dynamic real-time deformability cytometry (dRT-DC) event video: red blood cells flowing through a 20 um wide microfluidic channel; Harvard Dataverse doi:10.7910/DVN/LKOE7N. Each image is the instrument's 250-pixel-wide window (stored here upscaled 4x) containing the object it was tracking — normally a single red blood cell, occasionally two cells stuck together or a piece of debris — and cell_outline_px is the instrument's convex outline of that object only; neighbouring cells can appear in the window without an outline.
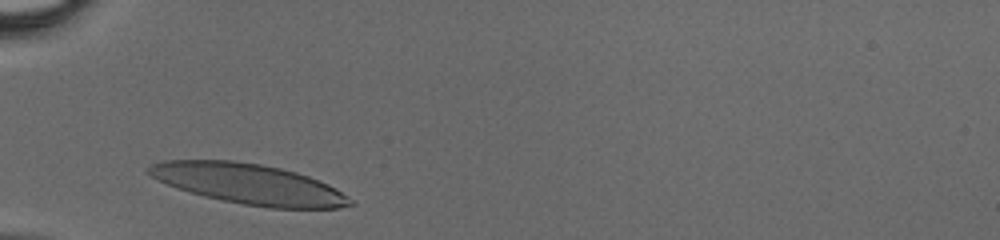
{"species": "human", "species_latin": "Homo sapiens", "temperature_condition": "cold", "stored_images_in_passage": 24, "camera_frame_rate_fps": 3000, "um_per_image_px": 0.085, "donor": {"sex": "male"}, "frame": {"image": 1, "passage_image": 2, "time_ms": 0.333, "image_size_px": [1000, 240], "cell_outline_px": [[352, 204], [336, 208], [272, 208], [244, 204], [204, 196], [168, 184], [152, 176], [148, 172], [148, 164], [164, 160], [232, 160], [260, 164], [280, 168], [296, 172], [308, 176], [328, 184], [348, 196], [352, 200]], "centroid_in_image_um": [21.15, 15.62], "position_along_channel_um": 63.8, "area_um2": 46.7}}
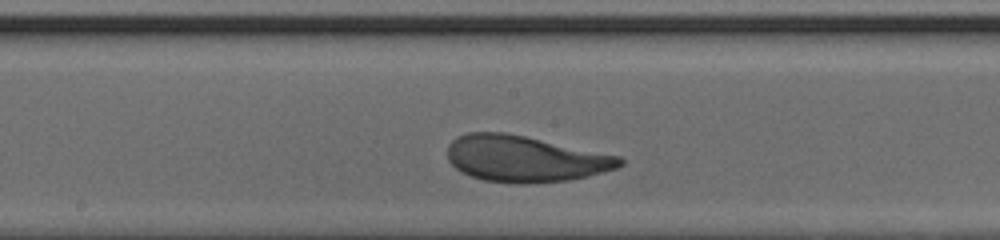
{"frame": {"image": 2, "passage_image": 12, "time_ms": 3.667, "image_size_px": [1000, 240], "cell_outline_px": [[624, 164], [616, 168], [604, 172], [588, 176], [568, 180], [524, 184], [484, 180], [460, 172], [448, 160], [448, 144], [452, 140], [468, 132], [504, 132], [524, 136], [620, 156], [624, 160]], "centroid_in_image_um": [44.62, 13.5], "position_along_channel_um": 203.6, "area_um2": 46.18}}
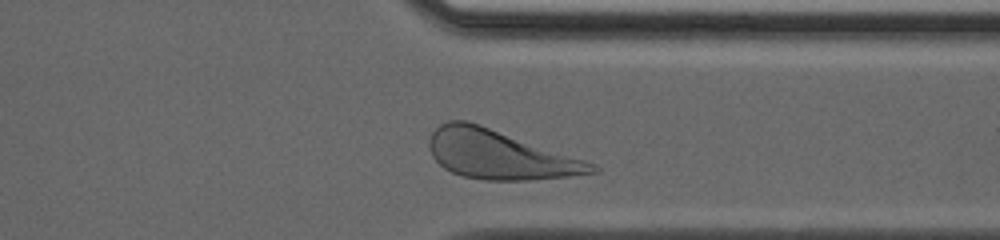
{"frame": {"image": 3, "passage_image": 23, "time_ms": 7.333, "image_size_px": [1000, 240], "cell_outline_px": [[600, 172], [568, 176], [528, 180], [484, 180], [464, 176], [452, 172], [444, 168], [432, 156], [428, 148], [428, 144], [432, 132], [440, 124], [448, 120], [468, 120], [480, 124], [596, 164], [600, 168]], "centroid_in_image_um": [42.44, 13.14], "position_along_channel_um": 369.0, "area_um2": 46.12}}